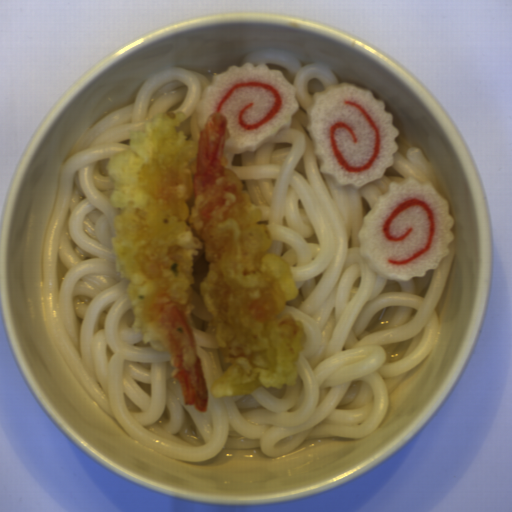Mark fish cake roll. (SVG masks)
<instances>
[{
    "instance_id": "obj_1",
    "label": "fish cake roll",
    "mask_w": 512,
    "mask_h": 512,
    "mask_svg": "<svg viewBox=\"0 0 512 512\" xmlns=\"http://www.w3.org/2000/svg\"><path fill=\"white\" fill-rule=\"evenodd\" d=\"M449 200L433 182L413 178L389 184L364 215L359 251L380 277L404 282L436 270L454 240Z\"/></svg>"
},
{
    "instance_id": "obj_2",
    "label": "fish cake roll",
    "mask_w": 512,
    "mask_h": 512,
    "mask_svg": "<svg viewBox=\"0 0 512 512\" xmlns=\"http://www.w3.org/2000/svg\"><path fill=\"white\" fill-rule=\"evenodd\" d=\"M306 112L319 170L330 174L336 186L361 188L394 165L399 130L393 113L365 87L327 86L313 94Z\"/></svg>"
},
{
    "instance_id": "obj_3",
    "label": "fish cake roll",
    "mask_w": 512,
    "mask_h": 512,
    "mask_svg": "<svg viewBox=\"0 0 512 512\" xmlns=\"http://www.w3.org/2000/svg\"><path fill=\"white\" fill-rule=\"evenodd\" d=\"M297 91L282 72L264 63L231 65L203 90L196 107L198 126L203 131L209 116L221 112L227 119L224 152H254L289 129L299 108Z\"/></svg>"
}]
</instances>
